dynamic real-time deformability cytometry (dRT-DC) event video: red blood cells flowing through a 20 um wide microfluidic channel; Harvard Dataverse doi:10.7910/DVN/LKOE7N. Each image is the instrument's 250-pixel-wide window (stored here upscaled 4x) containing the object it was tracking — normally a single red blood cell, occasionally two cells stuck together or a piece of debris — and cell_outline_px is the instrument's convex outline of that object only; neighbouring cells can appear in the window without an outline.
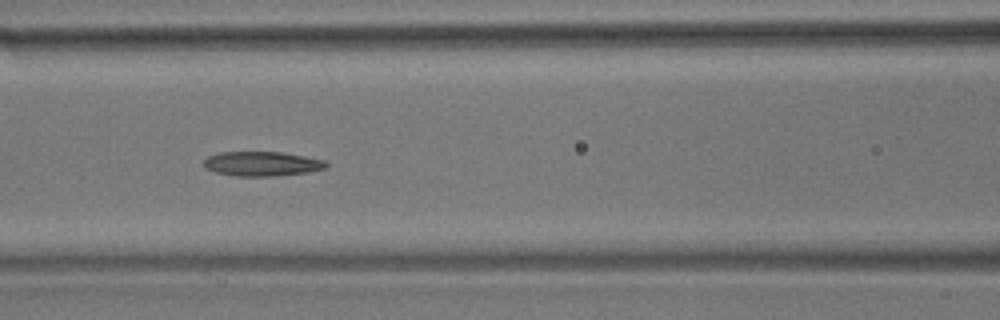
{"species": "common noctule bat (a hibernating species)", "species_latin": "Nyctalus noctula", "temperature_condition": "room temperature", "stored_images_in_passage": 8, "camera_frame_rate_fps": 3000, "um_per_image_px": 0.085, "animal": {"sex": "male", "body_mass_g": 17.9}, "frame": {"image": 1, "passage_image": 6, "time_ms": 1.667, "image_size_px": [1000, 320], "cell_outline_px": [[328, 168], [308, 172], [272, 176], [236, 176], [216, 172], [204, 168], [204, 160], [208, 156], [220, 152], [284, 152], [324, 160], [328, 164]], "centroid_in_image_um": [22.28, 13.92], "position_along_channel_um": 144.3, "area_um2": 17.51}}
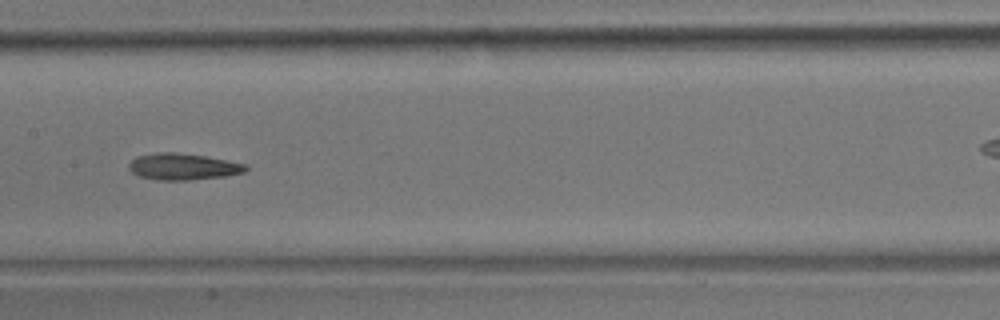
{"frame": {"image": 2, "passage_image": 7, "time_ms": 2.0, "image_size_px": [1000, 320], "cell_outline_px": [[248, 168], [244, 172], [224, 176], [188, 180], [160, 180], [140, 176], [132, 172], [128, 168], [128, 164], [136, 156], [160, 152], [176, 152], [204, 156], [228, 160], [248, 164]], "centroid_in_image_um": [15.56, 14.16], "position_along_channel_um": 191.8, "area_um2": 17.98}}